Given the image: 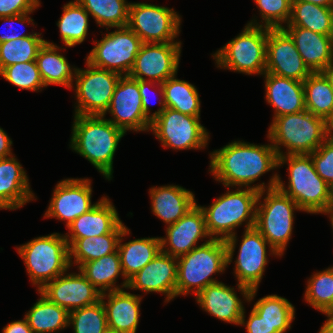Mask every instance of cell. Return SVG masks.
I'll return each mask as SVG.
<instances>
[{
    "label": "cell",
    "mask_w": 333,
    "mask_h": 333,
    "mask_svg": "<svg viewBox=\"0 0 333 333\" xmlns=\"http://www.w3.org/2000/svg\"><path fill=\"white\" fill-rule=\"evenodd\" d=\"M305 300L322 313L333 311V267L308 279Z\"/></svg>",
    "instance_id": "obj_41"
},
{
    "label": "cell",
    "mask_w": 333,
    "mask_h": 333,
    "mask_svg": "<svg viewBox=\"0 0 333 333\" xmlns=\"http://www.w3.org/2000/svg\"><path fill=\"white\" fill-rule=\"evenodd\" d=\"M330 218H331V224H332V228H333V214H330Z\"/></svg>",
    "instance_id": "obj_57"
},
{
    "label": "cell",
    "mask_w": 333,
    "mask_h": 333,
    "mask_svg": "<svg viewBox=\"0 0 333 333\" xmlns=\"http://www.w3.org/2000/svg\"><path fill=\"white\" fill-rule=\"evenodd\" d=\"M200 116H190L165 108L151 121L150 130L164 147L172 149H201L206 147L209 136L200 124Z\"/></svg>",
    "instance_id": "obj_11"
},
{
    "label": "cell",
    "mask_w": 333,
    "mask_h": 333,
    "mask_svg": "<svg viewBox=\"0 0 333 333\" xmlns=\"http://www.w3.org/2000/svg\"><path fill=\"white\" fill-rule=\"evenodd\" d=\"M125 227L118 242V253L124 274L122 288H127L128 280L149 263L160 251V238H141L121 244L123 236L128 235Z\"/></svg>",
    "instance_id": "obj_30"
},
{
    "label": "cell",
    "mask_w": 333,
    "mask_h": 333,
    "mask_svg": "<svg viewBox=\"0 0 333 333\" xmlns=\"http://www.w3.org/2000/svg\"><path fill=\"white\" fill-rule=\"evenodd\" d=\"M268 244L255 227L245 229L235 261V274L238 279V289L248 302L254 298L268 263L266 255Z\"/></svg>",
    "instance_id": "obj_14"
},
{
    "label": "cell",
    "mask_w": 333,
    "mask_h": 333,
    "mask_svg": "<svg viewBox=\"0 0 333 333\" xmlns=\"http://www.w3.org/2000/svg\"><path fill=\"white\" fill-rule=\"evenodd\" d=\"M260 9L261 18L265 21L264 25H259L256 20L249 22L248 25L264 26L270 29H279L288 23L291 16L292 0H254Z\"/></svg>",
    "instance_id": "obj_44"
},
{
    "label": "cell",
    "mask_w": 333,
    "mask_h": 333,
    "mask_svg": "<svg viewBox=\"0 0 333 333\" xmlns=\"http://www.w3.org/2000/svg\"><path fill=\"white\" fill-rule=\"evenodd\" d=\"M329 138L333 141V126H329Z\"/></svg>",
    "instance_id": "obj_56"
},
{
    "label": "cell",
    "mask_w": 333,
    "mask_h": 333,
    "mask_svg": "<svg viewBox=\"0 0 333 333\" xmlns=\"http://www.w3.org/2000/svg\"><path fill=\"white\" fill-rule=\"evenodd\" d=\"M97 42L86 61L121 76H128L143 44L138 35L128 27H119Z\"/></svg>",
    "instance_id": "obj_10"
},
{
    "label": "cell",
    "mask_w": 333,
    "mask_h": 333,
    "mask_svg": "<svg viewBox=\"0 0 333 333\" xmlns=\"http://www.w3.org/2000/svg\"><path fill=\"white\" fill-rule=\"evenodd\" d=\"M272 121L268 138L278 157L283 155L279 145L288 149L286 155L311 154L329 137V123L308 110L275 117Z\"/></svg>",
    "instance_id": "obj_5"
},
{
    "label": "cell",
    "mask_w": 333,
    "mask_h": 333,
    "mask_svg": "<svg viewBox=\"0 0 333 333\" xmlns=\"http://www.w3.org/2000/svg\"><path fill=\"white\" fill-rule=\"evenodd\" d=\"M125 227L121 222L108 234L80 239H66L69 246L70 267L73 264L71 260L73 256L75 257L74 262L81 266L83 263L97 260L115 252L118 249V242Z\"/></svg>",
    "instance_id": "obj_31"
},
{
    "label": "cell",
    "mask_w": 333,
    "mask_h": 333,
    "mask_svg": "<svg viewBox=\"0 0 333 333\" xmlns=\"http://www.w3.org/2000/svg\"><path fill=\"white\" fill-rule=\"evenodd\" d=\"M74 333H109L102 301L69 312V322Z\"/></svg>",
    "instance_id": "obj_42"
},
{
    "label": "cell",
    "mask_w": 333,
    "mask_h": 333,
    "mask_svg": "<svg viewBox=\"0 0 333 333\" xmlns=\"http://www.w3.org/2000/svg\"><path fill=\"white\" fill-rule=\"evenodd\" d=\"M210 155V171L226 187L247 186L261 192L266 188L264 183L252 187L250 184L278 167V155L272 144L259 146L234 141Z\"/></svg>",
    "instance_id": "obj_1"
},
{
    "label": "cell",
    "mask_w": 333,
    "mask_h": 333,
    "mask_svg": "<svg viewBox=\"0 0 333 333\" xmlns=\"http://www.w3.org/2000/svg\"><path fill=\"white\" fill-rule=\"evenodd\" d=\"M60 49L55 44L46 41L39 49L36 57L38 70L44 86L50 84L62 85L72 88L73 76L76 75L78 68H74V73L66 58L57 50ZM74 74V75H73Z\"/></svg>",
    "instance_id": "obj_32"
},
{
    "label": "cell",
    "mask_w": 333,
    "mask_h": 333,
    "mask_svg": "<svg viewBox=\"0 0 333 333\" xmlns=\"http://www.w3.org/2000/svg\"><path fill=\"white\" fill-rule=\"evenodd\" d=\"M79 272L66 276L63 273L46 283L39 292L68 312L97 303L102 293Z\"/></svg>",
    "instance_id": "obj_18"
},
{
    "label": "cell",
    "mask_w": 333,
    "mask_h": 333,
    "mask_svg": "<svg viewBox=\"0 0 333 333\" xmlns=\"http://www.w3.org/2000/svg\"><path fill=\"white\" fill-rule=\"evenodd\" d=\"M181 53V42L143 43L128 74L135 80L158 83L176 75Z\"/></svg>",
    "instance_id": "obj_15"
},
{
    "label": "cell",
    "mask_w": 333,
    "mask_h": 333,
    "mask_svg": "<svg viewBox=\"0 0 333 333\" xmlns=\"http://www.w3.org/2000/svg\"><path fill=\"white\" fill-rule=\"evenodd\" d=\"M41 34L0 43V71L7 66L35 61L39 49L46 42Z\"/></svg>",
    "instance_id": "obj_40"
},
{
    "label": "cell",
    "mask_w": 333,
    "mask_h": 333,
    "mask_svg": "<svg viewBox=\"0 0 333 333\" xmlns=\"http://www.w3.org/2000/svg\"><path fill=\"white\" fill-rule=\"evenodd\" d=\"M253 310L268 324V333H285L295 318L294 306L285 298L268 295L259 299Z\"/></svg>",
    "instance_id": "obj_37"
},
{
    "label": "cell",
    "mask_w": 333,
    "mask_h": 333,
    "mask_svg": "<svg viewBox=\"0 0 333 333\" xmlns=\"http://www.w3.org/2000/svg\"><path fill=\"white\" fill-rule=\"evenodd\" d=\"M287 26H297L322 35L333 36V7H323L304 1H292Z\"/></svg>",
    "instance_id": "obj_33"
},
{
    "label": "cell",
    "mask_w": 333,
    "mask_h": 333,
    "mask_svg": "<svg viewBox=\"0 0 333 333\" xmlns=\"http://www.w3.org/2000/svg\"><path fill=\"white\" fill-rule=\"evenodd\" d=\"M265 73L301 82L312 73L283 28H268Z\"/></svg>",
    "instance_id": "obj_17"
},
{
    "label": "cell",
    "mask_w": 333,
    "mask_h": 333,
    "mask_svg": "<svg viewBox=\"0 0 333 333\" xmlns=\"http://www.w3.org/2000/svg\"><path fill=\"white\" fill-rule=\"evenodd\" d=\"M17 251L38 291L70 268L67 240L58 233L35 238Z\"/></svg>",
    "instance_id": "obj_8"
},
{
    "label": "cell",
    "mask_w": 333,
    "mask_h": 333,
    "mask_svg": "<svg viewBox=\"0 0 333 333\" xmlns=\"http://www.w3.org/2000/svg\"><path fill=\"white\" fill-rule=\"evenodd\" d=\"M329 214H333V186L330 192Z\"/></svg>",
    "instance_id": "obj_55"
},
{
    "label": "cell",
    "mask_w": 333,
    "mask_h": 333,
    "mask_svg": "<svg viewBox=\"0 0 333 333\" xmlns=\"http://www.w3.org/2000/svg\"><path fill=\"white\" fill-rule=\"evenodd\" d=\"M2 331L3 333H33V330L30 328L25 318L24 320H18L7 324Z\"/></svg>",
    "instance_id": "obj_49"
},
{
    "label": "cell",
    "mask_w": 333,
    "mask_h": 333,
    "mask_svg": "<svg viewBox=\"0 0 333 333\" xmlns=\"http://www.w3.org/2000/svg\"><path fill=\"white\" fill-rule=\"evenodd\" d=\"M288 163L289 183L285 189L278 176L277 188L288 195L307 213L329 214L331 187L317 174L311 155H281L278 166Z\"/></svg>",
    "instance_id": "obj_4"
},
{
    "label": "cell",
    "mask_w": 333,
    "mask_h": 333,
    "mask_svg": "<svg viewBox=\"0 0 333 333\" xmlns=\"http://www.w3.org/2000/svg\"><path fill=\"white\" fill-rule=\"evenodd\" d=\"M181 19L177 12L167 7L147 3H130L127 27L143 43L175 42Z\"/></svg>",
    "instance_id": "obj_13"
},
{
    "label": "cell",
    "mask_w": 333,
    "mask_h": 333,
    "mask_svg": "<svg viewBox=\"0 0 333 333\" xmlns=\"http://www.w3.org/2000/svg\"><path fill=\"white\" fill-rule=\"evenodd\" d=\"M78 268L101 293L122 289L118 286L115 287L116 278L120 274L124 277L118 249L97 260L83 263L81 266L78 265Z\"/></svg>",
    "instance_id": "obj_36"
},
{
    "label": "cell",
    "mask_w": 333,
    "mask_h": 333,
    "mask_svg": "<svg viewBox=\"0 0 333 333\" xmlns=\"http://www.w3.org/2000/svg\"><path fill=\"white\" fill-rule=\"evenodd\" d=\"M89 13L77 1H70L63 6V14L57 23L64 44L73 47L82 43L88 31Z\"/></svg>",
    "instance_id": "obj_38"
},
{
    "label": "cell",
    "mask_w": 333,
    "mask_h": 333,
    "mask_svg": "<svg viewBox=\"0 0 333 333\" xmlns=\"http://www.w3.org/2000/svg\"><path fill=\"white\" fill-rule=\"evenodd\" d=\"M71 146L111 180L113 158L125 132L102 115H75Z\"/></svg>",
    "instance_id": "obj_3"
},
{
    "label": "cell",
    "mask_w": 333,
    "mask_h": 333,
    "mask_svg": "<svg viewBox=\"0 0 333 333\" xmlns=\"http://www.w3.org/2000/svg\"><path fill=\"white\" fill-rule=\"evenodd\" d=\"M113 119H108L125 133L127 130L146 131L151 121L145 116L139 90V80L129 76H121L114 90L106 112Z\"/></svg>",
    "instance_id": "obj_16"
},
{
    "label": "cell",
    "mask_w": 333,
    "mask_h": 333,
    "mask_svg": "<svg viewBox=\"0 0 333 333\" xmlns=\"http://www.w3.org/2000/svg\"><path fill=\"white\" fill-rule=\"evenodd\" d=\"M0 75L21 89L37 91L45 87L36 60L4 67Z\"/></svg>",
    "instance_id": "obj_43"
},
{
    "label": "cell",
    "mask_w": 333,
    "mask_h": 333,
    "mask_svg": "<svg viewBox=\"0 0 333 333\" xmlns=\"http://www.w3.org/2000/svg\"><path fill=\"white\" fill-rule=\"evenodd\" d=\"M39 5V0H0V17L32 13Z\"/></svg>",
    "instance_id": "obj_46"
},
{
    "label": "cell",
    "mask_w": 333,
    "mask_h": 333,
    "mask_svg": "<svg viewBox=\"0 0 333 333\" xmlns=\"http://www.w3.org/2000/svg\"><path fill=\"white\" fill-rule=\"evenodd\" d=\"M161 95V107L151 114V121L162 113L165 108H171L190 116H200V99L197 89L191 83L169 77L165 82L158 83Z\"/></svg>",
    "instance_id": "obj_29"
},
{
    "label": "cell",
    "mask_w": 333,
    "mask_h": 333,
    "mask_svg": "<svg viewBox=\"0 0 333 333\" xmlns=\"http://www.w3.org/2000/svg\"><path fill=\"white\" fill-rule=\"evenodd\" d=\"M327 315L328 319L322 325L319 333H333V311L324 313Z\"/></svg>",
    "instance_id": "obj_52"
},
{
    "label": "cell",
    "mask_w": 333,
    "mask_h": 333,
    "mask_svg": "<svg viewBox=\"0 0 333 333\" xmlns=\"http://www.w3.org/2000/svg\"><path fill=\"white\" fill-rule=\"evenodd\" d=\"M306 110L324 118H333V88L322 72L311 73L304 81Z\"/></svg>",
    "instance_id": "obj_35"
},
{
    "label": "cell",
    "mask_w": 333,
    "mask_h": 333,
    "mask_svg": "<svg viewBox=\"0 0 333 333\" xmlns=\"http://www.w3.org/2000/svg\"><path fill=\"white\" fill-rule=\"evenodd\" d=\"M86 65L88 69H78L75 75L78 100L75 115L105 116L121 75L97 68L87 61Z\"/></svg>",
    "instance_id": "obj_12"
},
{
    "label": "cell",
    "mask_w": 333,
    "mask_h": 333,
    "mask_svg": "<svg viewBox=\"0 0 333 333\" xmlns=\"http://www.w3.org/2000/svg\"><path fill=\"white\" fill-rule=\"evenodd\" d=\"M97 24L109 28L127 27L129 5L126 0H77Z\"/></svg>",
    "instance_id": "obj_39"
},
{
    "label": "cell",
    "mask_w": 333,
    "mask_h": 333,
    "mask_svg": "<svg viewBox=\"0 0 333 333\" xmlns=\"http://www.w3.org/2000/svg\"><path fill=\"white\" fill-rule=\"evenodd\" d=\"M292 1H304L323 7H333V0H292Z\"/></svg>",
    "instance_id": "obj_54"
},
{
    "label": "cell",
    "mask_w": 333,
    "mask_h": 333,
    "mask_svg": "<svg viewBox=\"0 0 333 333\" xmlns=\"http://www.w3.org/2000/svg\"><path fill=\"white\" fill-rule=\"evenodd\" d=\"M317 174L333 186V141L328 137L321 146L310 154Z\"/></svg>",
    "instance_id": "obj_45"
},
{
    "label": "cell",
    "mask_w": 333,
    "mask_h": 333,
    "mask_svg": "<svg viewBox=\"0 0 333 333\" xmlns=\"http://www.w3.org/2000/svg\"><path fill=\"white\" fill-rule=\"evenodd\" d=\"M30 13H22L19 15H15V16H6V17H0V20H3L4 22L7 23H12L13 21L20 22V24H24L25 21L27 23H31L33 21V19L29 18L27 15ZM11 33L9 32L8 34H2L0 35V43L2 42H6V41H10L13 39H19V38H24V37H29V36H33L34 33H29L28 35L25 33H17L16 30H14L12 27L10 28Z\"/></svg>",
    "instance_id": "obj_47"
},
{
    "label": "cell",
    "mask_w": 333,
    "mask_h": 333,
    "mask_svg": "<svg viewBox=\"0 0 333 333\" xmlns=\"http://www.w3.org/2000/svg\"><path fill=\"white\" fill-rule=\"evenodd\" d=\"M156 82L154 81H141L139 80V90L141 94V101H142V106H143V111L145 116L151 121V115H150V108H149V102H148V94H147V87L150 85H153Z\"/></svg>",
    "instance_id": "obj_50"
},
{
    "label": "cell",
    "mask_w": 333,
    "mask_h": 333,
    "mask_svg": "<svg viewBox=\"0 0 333 333\" xmlns=\"http://www.w3.org/2000/svg\"><path fill=\"white\" fill-rule=\"evenodd\" d=\"M149 192L152 212L168 225L177 222L196 205L194 194L178 185L153 187Z\"/></svg>",
    "instance_id": "obj_28"
},
{
    "label": "cell",
    "mask_w": 333,
    "mask_h": 333,
    "mask_svg": "<svg viewBox=\"0 0 333 333\" xmlns=\"http://www.w3.org/2000/svg\"><path fill=\"white\" fill-rule=\"evenodd\" d=\"M91 181L89 179H65L59 182L50 201L45 217L66 221L68 227L76 218L92 209Z\"/></svg>",
    "instance_id": "obj_19"
},
{
    "label": "cell",
    "mask_w": 333,
    "mask_h": 333,
    "mask_svg": "<svg viewBox=\"0 0 333 333\" xmlns=\"http://www.w3.org/2000/svg\"><path fill=\"white\" fill-rule=\"evenodd\" d=\"M268 28L246 25L244 30L214 54L220 68L248 75L266 72Z\"/></svg>",
    "instance_id": "obj_9"
},
{
    "label": "cell",
    "mask_w": 333,
    "mask_h": 333,
    "mask_svg": "<svg viewBox=\"0 0 333 333\" xmlns=\"http://www.w3.org/2000/svg\"><path fill=\"white\" fill-rule=\"evenodd\" d=\"M283 29L293 39L296 49L312 73L322 72L333 60V36L311 30L287 26Z\"/></svg>",
    "instance_id": "obj_23"
},
{
    "label": "cell",
    "mask_w": 333,
    "mask_h": 333,
    "mask_svg": "<svg viewBox=\"0 0 333 333\" xmlns=\"http://www.w3.org/2000/svg\"><path fill=\"white\" fill-rule=\"evenodd\" d=\"M39 294L41 298L24 317L33 333H52L69 326V312Z\"/></svg>",
    "instance_id": "obj_34"
},
{
    "label": "cell",
    "mask_w": 333,
    "mask_h": 333,
    "mask_svg": "<svg viewBox=\"0 0 333 333\" xmlns=\"http://www.w3.org/2000/svg\"><path fill=\"white\" fill-rule=\"evenodd\" d=\"M12 140L8 137L5 131L0 127V159L11 157Z\"/></svg>",
    "instance_id": "obj_51"
},
{
    "label": "cell",
    "mask_w": 333,
    "mask_h": 333,
    "mask_svg": "<svg viewBox=\"0 0 333 333\" xmlns=\"http://www.w3.org/2000/svg\"><path fill=\"white\" fill-rule=\"evenodd\" d=\"M227 265V246L223 239L210 238L178 257L176 296L191 291L198 295L208 285L219 282L210 276L223 272Z\"/></svg>",
    "instance_id": "obj_7"
},
{
    "label": "cell",
    "mask_w": 333,
    "mask_h": 333,
    "mask_svg": "<svg viewBox=\"0 0 333 333\" xmlns=\"http://www.w3.org/2000/svg\"><path fill=\"white\" fill-rule=\"evenodd\" d=\"M167 238H160L161 252L175 258L181 257L194 249L199 239L208 234L205 216L197 204L182 218L166 228ZM169 245L167 249V245ZM166 247V249H165Z\"/></svg>",
    "instance_id": "obj_21"
},
{
    "label": "cell",
    "mask_w": 333,
    "mask_h": 333,
    "mask_svg": "<svg viewBox=\"0 0 333 333\" xmlns=\"http://www.w3.org/2000/svg\"><path fill=\"white\" fill-rule=\"evenodd\" d=\"M177 258L159 252L149 263L128 280L129 289L166 294V301L176 297Z\"/></svg>",
    "instance_id": "obj_20"
},
{
    "label": "cell",
    "mask_w": 333,
    "mask_h": 333,
    "mask_svg": "<svg viewBox=\"0 0 333 333\" xmlns=\"http://www.w3.org/2000/svg\"><path fill=\"white\" fill-rule=\"evenodd\" d=\"M107 295V296H106ZM107 297L108 303L104 301ZM110 333H136L139 322L141 296L121 290L102 293Z\"/></svg>",
    "instance_id": "obj_22"
},
{
    "label": "cell",
    "mask_w": 333,
    "mask_h": 333,
    "mask_svg": "<svg viewBox=\"0 0 333 333\" xmlns=\"http://www.w3.org/2000/svg\"><path fill=\"white\" fill-rule=\"evenodd\" d=\"M28 177L14 157L0 159V209L15 210L34 200Z\"/></svg>",
    "instance_id": "obj_24"
},
{
    "label": "cell",
    "mask_w": 333,
    "mask_h": 333,
    "mask_svg": "<svg viewBox=\"0 0 333 333\" xmlns=\"http://www.w3.org/2000/svg\"><path fill=\"white\" fill-rule=\"evenodd\" d=\"M278 176L277 174L273 175L267 190L259 192L254 227L269 243L272 255L282 256L291 239L294 221L293 211L300 210V207L276 187ZM265 191H267V196L262 204L260 199Z\"/></svg>",
    "instance_id": "obj_6"
},
{
    "label": "cell",
    "mask_w": 333,
    "mask_h": 333,
    "mask_svg": "<svg viewBox=\"0 0 333 333\" xmlns=\"http://www.w3.org/2000/svg\"><path fill=\"white\" fill-rule=\"evenodd\" d=\"M322 73L328 79L331 87L333 88V60L324 68Z\"/></svg>",
    "instance_id": "obj_53"
},
{
    "label": "cell",
    "mask_w": 333,
    "mask_h": 333,
    "mask_svg": "<svg viewBox=\"0 0 333 333\" xmlns=\"http://www.w3.org/2000/svg\"><path fill=\"white\" fill-rule=\"evenodd\" d=\"M197 302L202 309L214 317L233 324H240L244 306L234 288L217 282L205 287L198 295Z\"/></svg>",
    "instance_id": "obj_27"
},
{
    "label": "cell",
    "mask_w": 333,
    "mask_h": 333,
    "mask_svg": "<svg viewBox=\"0 0 333 333\" xmlns=\"http://www.w3.org/2000/svg\"><path fill=\"white\" fill-rule=\"evenodd\" d=\"M121 222L115 207L108 198L103 197L92 209L76 218L67 227L70 230V236L69 234L65 235V239H80L108 234Z\"/></svg>",
    "instance_id": "obj_26"
},
{
    "label": "cell",
    "mask_w": 333,
    "mask_h": 333,
    "mask_svg": "<svg viewBox=\"0 0 333 333\" xmlns=\"http://www.w3.org/2000/svg\"><path fill=\"white\" fill-rule=\"evenodd\" d=\"M329 126H333V118H332V120L329 122Z\"/></svg>",
    "instance_id": "obj_58"
},
{
    "label": "cell",
    "mask_w": 333,
    "mask_h": 333,
    "mask_svg": "<svg viewBox=\"0 0 333 333\" xmlns=\"http://www.w3.org/2000/svg\"><path fill=\"white\" fill-rule=\"evenodd\" d=\"M241 317L240 324H246L247 333H268V324L264 321L263 317L259 316L253 309L249 315V319L245 321V315ZM246 322V323H245Z\"/></svg>",
    "instance_id": "obj_48"
},
{
    "label": "cell",
    "mask_w": 333,
    "mask_h": 333,
    "mask_svg": "<svg viewBox=\"0 0 333 333\" xmlns=\"http://www.w3.org/2000/svg\"><path fill=\"white\" fill-rule=\"evenodd\" d=\"M258 197L259 192L253 188L237 189L234 192L228 190L227 193L217 198L209 208L200 206L210 237L223 239L226 243L227 264L232 262L235 251L237 239L234 229L246 222V219L248 222L245 229L255 226Z\"/></svg>",
    "instance_id": "obj_2"
},
{
    "label": "cell",
    "mask_w": 333,
    "mask_h": 333,
    "mask_svg": "<svg viewBox=\"0 0 333 333\" xmlns=\"http://www.w3.org/2000/svg\"><path fill=\"white\" fill-rule=\"evenodd\" d=\"M263 75L266 100L275 109L274 118L306 110L303 82L271 73Z\"/></svg>",
    "instance_id": "obj_25"
}]
</instances>
